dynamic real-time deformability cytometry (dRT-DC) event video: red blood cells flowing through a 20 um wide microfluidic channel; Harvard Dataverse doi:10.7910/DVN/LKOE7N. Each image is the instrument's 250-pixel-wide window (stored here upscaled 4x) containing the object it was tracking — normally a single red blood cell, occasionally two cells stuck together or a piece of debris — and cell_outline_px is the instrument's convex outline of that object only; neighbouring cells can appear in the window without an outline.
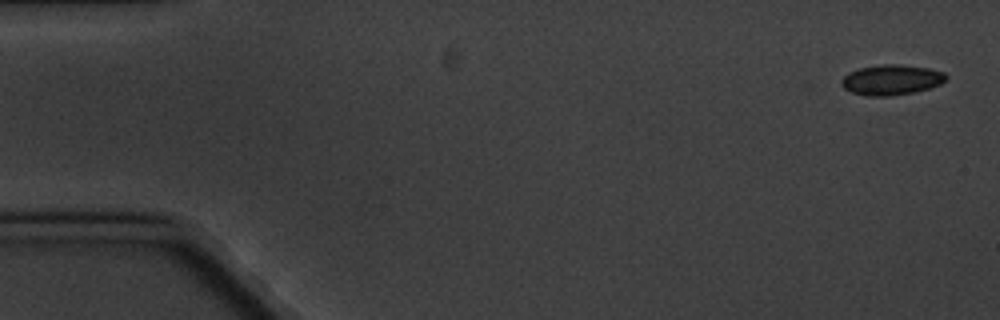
{"species": "common noctule bat (a hibernating species)", "species_latin": "Nyctalus noctula", "temperature_condition": "cold", "stored_images_in_passage": 10, "camera_frame_rate_fps": 3000, "um_per_image_px": 0.085, "animal": {"sex": "male", "body_mass_g": 20.1, "forearm_length_mm": 53.5}, "frame": {"image": 1, "passage_image": 1, "time_ms": 0.0, "image_size_px": [1000, 320], "cell_outline_px": [[948, 76], [940, 84], [928, 88], [912, 92], [892, 96], [868, 96], [852, 92], [844, 88], [840, 84], [840, 80], [848, 72], [860, 68], [880, 64], [900, 64], [928, 68], [944, 72]], "centroid_in_image_um": [75.74, 6.78], "position_along_channel_um": 9.3, "area_um2": 18.44}}
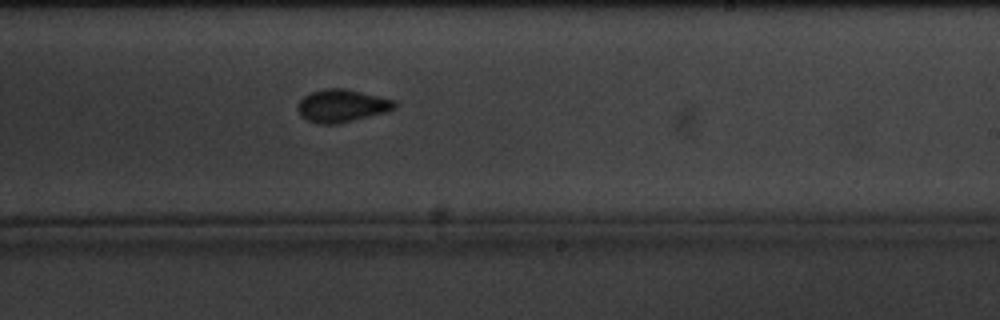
{"frame": {"image": 2, "passage_image": 10, "time_ms": 11.333, "image_size_px": [1000, 320], "cell_outline_px": [[396, 108], [384, 112], [336, 124], [316, 124], [300, 116], [296, 108], [296, 104], [304, 96], [312, 92], [324, 88], [344, 88], [396, 100]], "centroid_in_image_um": [29.01, 8.98], "position_along_channel_um": 260.0, "area_um2": 18.44}}